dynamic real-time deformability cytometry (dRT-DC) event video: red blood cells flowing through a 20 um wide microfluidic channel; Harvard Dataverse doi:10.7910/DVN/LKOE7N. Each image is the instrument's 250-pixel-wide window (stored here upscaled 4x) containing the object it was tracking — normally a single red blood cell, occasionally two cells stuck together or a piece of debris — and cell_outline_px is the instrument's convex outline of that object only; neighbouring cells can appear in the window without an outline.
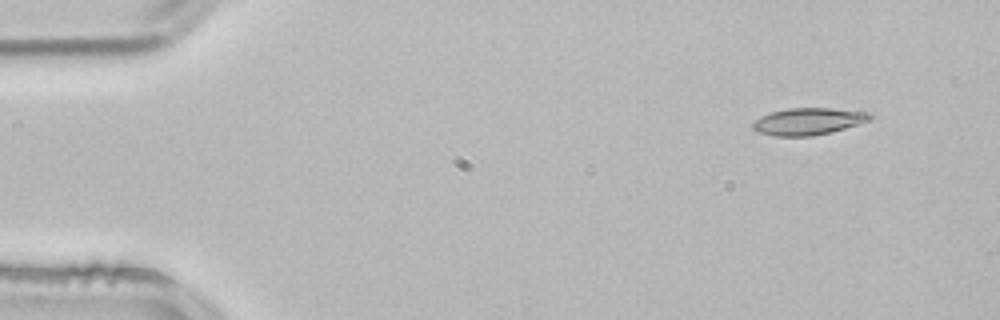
{"species": "common noctule bat (a hibernating species)", "species_latin": "Nyctalus noctula", "temperature_condition": "room temperature", "stored_images_in_passage": 4, "segment_of_instrument_passage": [1, 2], "camera_frame_rate_fps": 3000, "um_per_image_px": 0.085, "animal": {"sex": "male", "body_mass_g": 21.5, "forearm_length_mm": 52.0}, "frame": {"image": 1, "passage_image": 1, "time_ms": 0.0, "image_size_px": [1000, 320], "cell_outline_px": [[872, 116], [868, 120], [844, 128], [812, 136], [772, 136], [756, 132], [752, 128], [752, 124], [760, 116], [772, 112], [788, 108], [828, 108], [868, 112]], "centroid_in_image_um": [68.62, 10.32], "position_along_channel_um": 16.4, "area_um2": 18.15}}
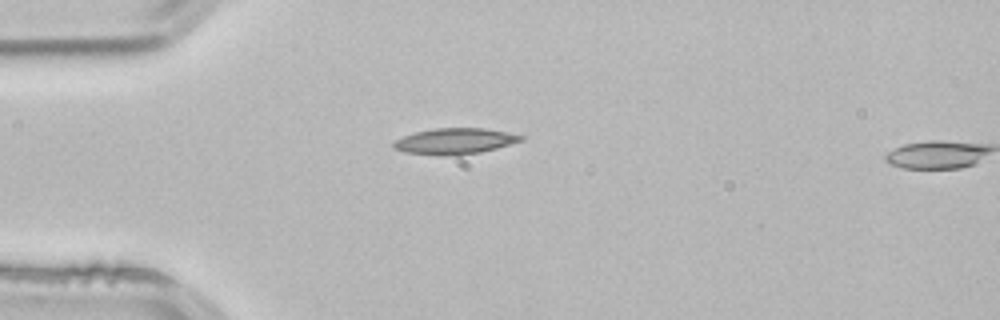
{"frame": {"image": 2, "passage_image": 3, "time_ms": 0.667, "image_size_px": [1000, 320], "cell_outline_px": [[524, 140], [496, 148], [480, 152], [456, 156], [440, 156], [404, 152], [392, 148], [392, 144], [396, 140], [404, 136], [416, 132], [436, 128], [484, 128], [524, 136]], "centroid_in_image_um": [38.63, 12.01], "position_along_channel_um": 46.4, "area_um2": 19.25}}